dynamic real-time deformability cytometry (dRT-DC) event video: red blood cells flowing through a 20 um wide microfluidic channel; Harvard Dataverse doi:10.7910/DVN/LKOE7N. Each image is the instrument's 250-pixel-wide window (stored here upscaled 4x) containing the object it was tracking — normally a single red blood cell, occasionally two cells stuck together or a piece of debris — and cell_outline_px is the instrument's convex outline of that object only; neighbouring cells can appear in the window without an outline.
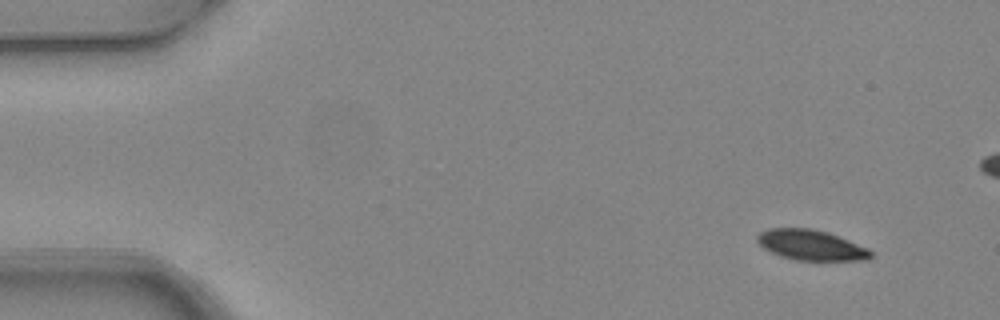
{"species": "common noctule bat (a hibernating species)", "species_latin": "Nyctalus noctula", "temperature_condition": "warm", "stored_images_in_passage": 5, "camera_frame_rate_fps": 3000, "um_per_image_px": 0.085, "animal": {"sex": "female", "body_mass_g": 24.6, "forearm_length_mm": 56.2}, "frame": {"image": 1, "passage_image": 1, "time_ms": 0.0, "image_size_px": [1000, 320], "cell_outline_px": [[872, 256], [868, 260], [796, 260], [780, 256], [764, 248], [756, 240], [756, 236], [760, 232], [768, 228], [812, 228], [828, 232], [868, 248], [872, 252]], "centroid_in_image_um": [68.93, 20.82], "position_along_channel_um": 16.1, "area_um2": 20.06}}